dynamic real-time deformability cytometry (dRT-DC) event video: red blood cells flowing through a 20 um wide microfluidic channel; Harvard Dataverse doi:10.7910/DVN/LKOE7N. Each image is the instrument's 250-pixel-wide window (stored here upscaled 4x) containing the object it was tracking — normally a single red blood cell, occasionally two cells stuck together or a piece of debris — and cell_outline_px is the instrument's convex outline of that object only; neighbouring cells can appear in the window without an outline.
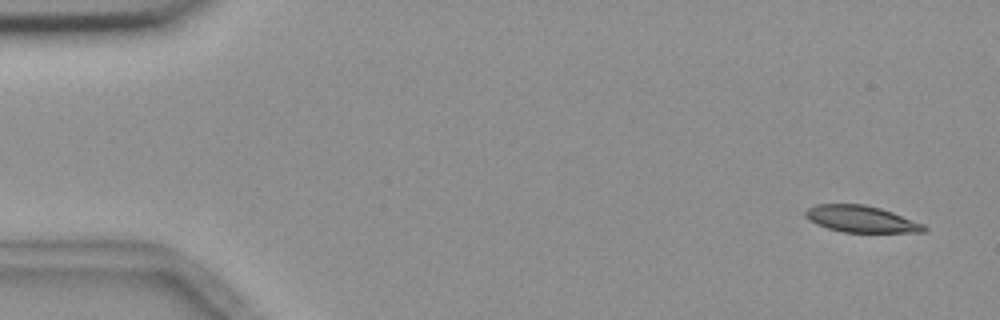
{"species": "common noctule bat (a hibernating species)", "species_latin": "Nyctalus noctula", "temperature_condition": "room temperature", "stored_images_in_passage": 5, "camera_frame_rate_fps": 3000, "um_per_image_px": 0.085, "animal": {"sex": "female", "body_mass_g": 18.4}, "frame": {"image": 1, "passage_image": 1, "time_ms": 0.0, "image_size_px": [1000, 320], "cell_outline_px": [[928, 228], [924, 232], [844, 232], [828, 228], [816, 224], [808, 220], [804, 216], [804, 212], [808, 208], [816, 204], [864, 204], [880, 208], [892, 212], [924, 224]], "centroid_in_image_um": [73.17, 18.61], "position_along_channel_um": 11.8, "area_um2": 18.38}}
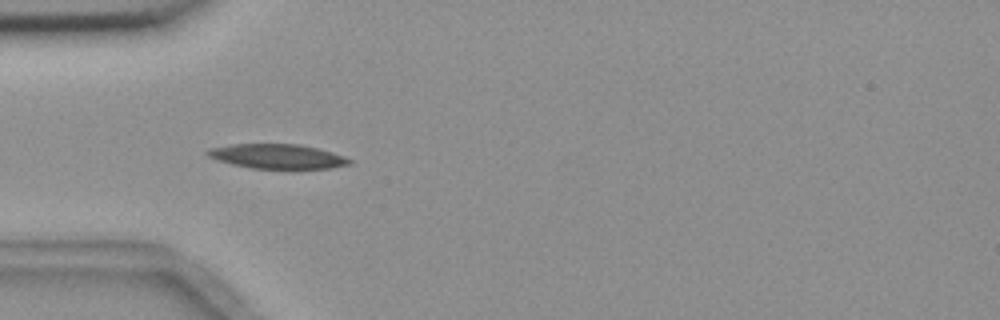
{"frame": {"image": 2, "passage_image": 4, "time_ms": 4.667, "image_size_px": [1000, 320], "cell_outline_px": [[352, 164], [332, 168], [248, 168], [216, 160], [208, 156], [204, 152], [208, 148], [232, 144], [300, 144], [332, 152], [344, 156], [352, 160]], "centroid_in_image_um": [23.55, 13.29], "position_along_channel_um": 61.5, "area_um2": 20.35}}